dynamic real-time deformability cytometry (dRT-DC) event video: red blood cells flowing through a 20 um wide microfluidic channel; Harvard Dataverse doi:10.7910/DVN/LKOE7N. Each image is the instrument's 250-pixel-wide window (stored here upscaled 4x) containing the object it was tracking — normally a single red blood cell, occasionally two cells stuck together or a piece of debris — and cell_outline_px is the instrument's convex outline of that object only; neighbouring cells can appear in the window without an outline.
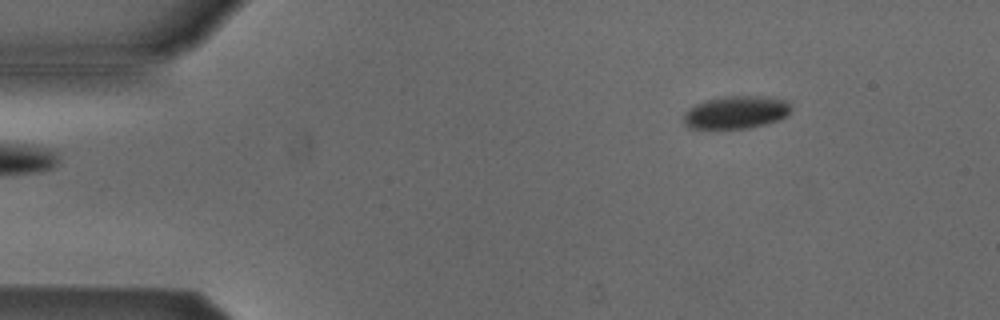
{"species": "Egyptian fruit bat (a non-hibernating species)", "species_latin": "Rousettus aegyptiacus", "temperature_condition": "cold", "stored_images_in_passage": 4, "camera_frame_rate_fps": 3000, "um_per_image_px": 0.085, "animal": {"sex": "male"}, "frame": {"image": 1, "passage_image": 1, "time_ms": 0.0, "image_size_px": [1000, 320], "cell_outline_px": [[792, 108], [788, 116], [764, 124], [744, 128], [688, 128], [684, 124], [684, 112], [688, 108], [704, 100], [724, 96], [768, 96], [788, 100], [792, 104]], "centroid_in_image_um": [62.59, 9.52], "position_along_channel_um": 22.4, "area_um2": 20.69}}